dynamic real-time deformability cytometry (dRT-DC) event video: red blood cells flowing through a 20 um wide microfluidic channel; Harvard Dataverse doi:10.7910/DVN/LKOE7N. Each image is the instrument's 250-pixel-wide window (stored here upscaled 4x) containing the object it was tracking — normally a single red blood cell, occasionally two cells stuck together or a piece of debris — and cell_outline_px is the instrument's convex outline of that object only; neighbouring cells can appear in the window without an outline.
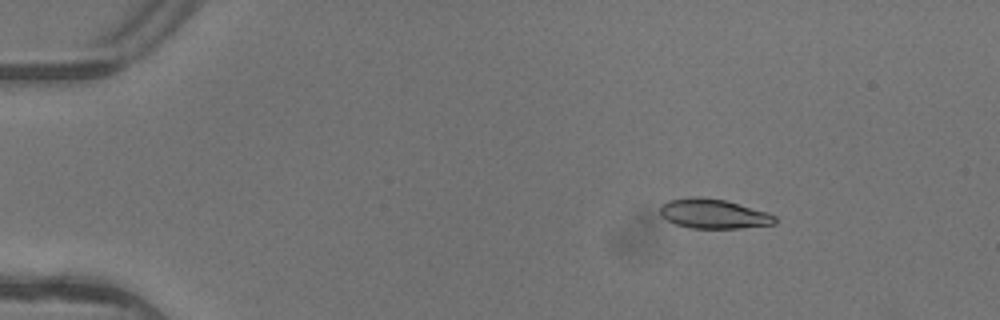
{"species": "common noctule bat (a hibernating species)", "species_latin": "Nyctalus noctula", "temperature_condition": "warm", "stored_images_in_passage": 5, "camera_frame_rate_fps": 3000, "um_per_image_px": 0.085, "animal": {"sex": "female"}, "frame": {"image": 1, "passage_image": 2, "time_ms": 0.333, "image_size_px": [1000, 320], "cell_outline_px": [[776, 224], [740, 228], [692, 228], [676, 224], [660, 216], [660, 204], [668, 200], [692, 196], [700, 196], [724, 200], [768, 212], [776, 216]], "centroid_in_image_um": [60.63, 18.16], "position_along_channel_um": 24.4, "area_um2": 19.88}}